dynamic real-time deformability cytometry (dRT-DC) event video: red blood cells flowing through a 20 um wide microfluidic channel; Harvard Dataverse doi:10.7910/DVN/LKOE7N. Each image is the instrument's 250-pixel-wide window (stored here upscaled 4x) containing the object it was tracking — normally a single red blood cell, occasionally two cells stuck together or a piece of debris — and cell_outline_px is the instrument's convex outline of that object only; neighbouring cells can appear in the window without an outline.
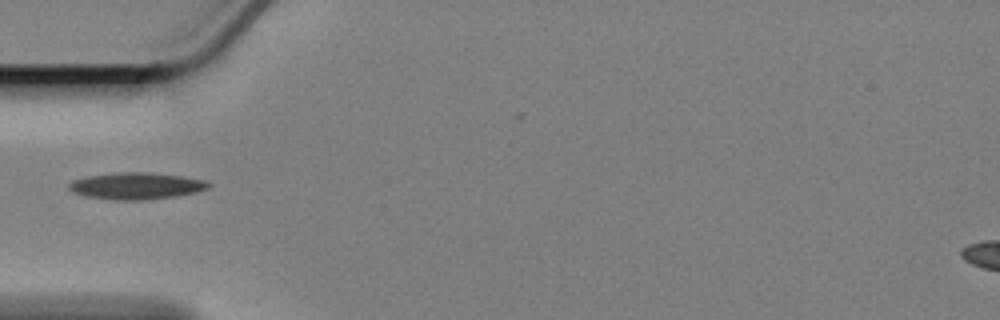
{"species": "Egyptian fruit bat (a non-hibernating species)", "species_latin": "Rousettus aegyptiacus", "temperature_condition": "cold", "stored_images_in_passage": 34, "camera_frame_rate_fps": 3000, "um_per_image_px": 0.085, "animal": {"sex": "female"}, "frame": {"image": 1, "passage_image": 1, "time_ms": 0.0, "image_size_px": [1000, 320], "cell_outline_px": [[212, 184], [208, 188], [196, 192], [176, 196], [144, 200], [116, 200], [84, 196], [72, 192], [68, 188], [68, 184], [72, 180], [88, 176], [116, 172], [148, 172], [180, 176], [204, 180]], "centroid_in_image_um": [11.55, 15.8], "position_along_channel_um": 73.5, "area_um2": 21.79}}
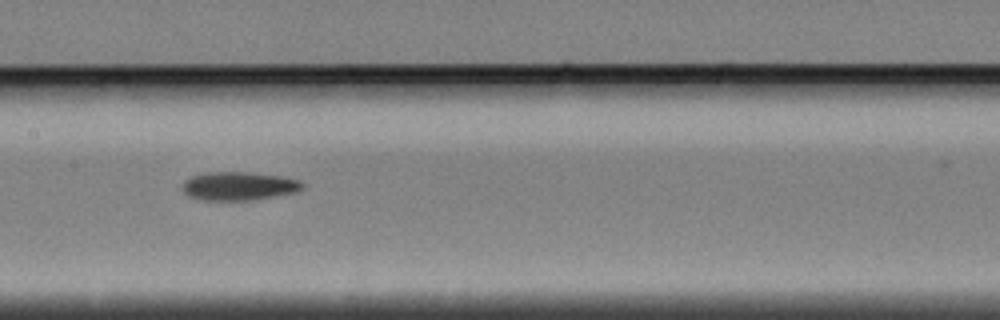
{"frame": {"image": 2, "passage_image": 11, "time_ms": 3.333, "image_size_px": [1000, 320], "cell_outline_px": [[304, 188], [296, 192], [252, 200], [200, 200], [188, 196], [180, 188], [184, 180], [200, 172], [248, 172], [284, 176], [300, 180], [304, 184]], "centroid_in_image_um": [20.27, 15.8], "position_along_channel_um": 187.1, "area_um2": 20.29}}
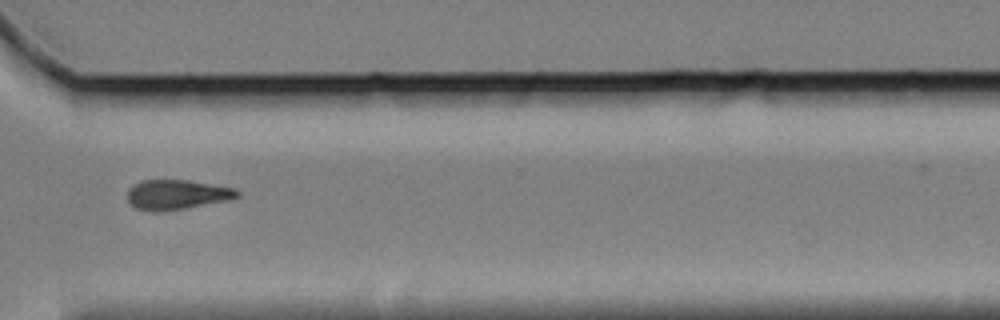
{"frame": {"image": 3, "passage_image": 26, "time_ms": 8.333, "image_size_px": [1000, 320], "cell_outline_px": [[240, 196], [228, 200], [184, 208], [156, 212], [152, 212], [136, 208], [128, 200], [128, 188], [132, 184], [140, 180], [188, 180], [236, 188], [240, 192]], "centroid_in_image_um": [15.02, 16.53], "position_along_channel_um": 355.6, "area_um2": 19.07}}